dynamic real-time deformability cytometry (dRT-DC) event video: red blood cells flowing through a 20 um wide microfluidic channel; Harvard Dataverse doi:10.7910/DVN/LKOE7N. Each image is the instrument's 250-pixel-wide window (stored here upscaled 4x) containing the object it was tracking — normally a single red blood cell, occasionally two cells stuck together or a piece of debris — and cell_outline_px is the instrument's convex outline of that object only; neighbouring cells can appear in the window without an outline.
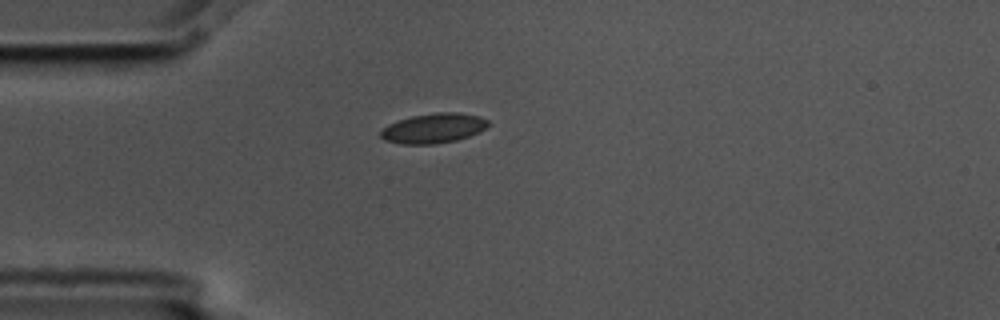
{"species": "common noctule bat (a hibernating species)", "species_latin": "Nyctalus noctula", "temperature_condition": "cold", "stored_images_in_passage": 2, "camera_frame_rate_fps": 3000, "um_per_image_px": 0.085, "animal": {"sex": "male", "body_mass_g": 17.5, "forearm_length_mm": 52.3}, "frame": {"image": 1, "passage_image": 2, "time_ms": 0.333, "image_size_px": [1000, 320], "cell_outline_px": [[492, 124], [480, 132], [456, 140], [436, 144], [400, 144], [384, 140], [380, 136], [380, 132], [388, 124], [412, 116], [436, 112], [460, 112], [480, 116], [488, 120]], "centroid_in_image_um": [36.89, 10.9], "position_along_channel_um": 48.1, "area_um2": 18.84}}